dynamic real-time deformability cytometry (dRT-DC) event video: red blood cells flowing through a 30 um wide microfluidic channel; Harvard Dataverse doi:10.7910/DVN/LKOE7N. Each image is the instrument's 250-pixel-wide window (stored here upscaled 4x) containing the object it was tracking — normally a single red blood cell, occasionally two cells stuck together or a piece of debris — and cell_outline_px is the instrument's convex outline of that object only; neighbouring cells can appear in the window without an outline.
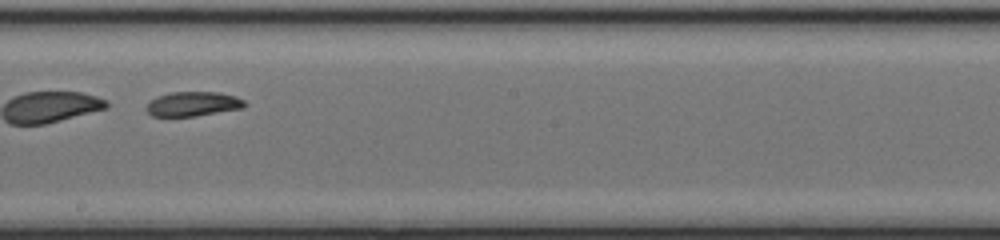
{"species": "common noctule bat (a hibernating species)", "species_latin": "Nyctalus noctula", "temperature_condition": "cold", "stored_images_in_passage": 40, "segment_of_instrument_passage": [2, 2], "camera_frame_rate_fps": 3000, "um_per_image_px": 0.085, "animal": {"sex": "female", "body_mass_g": 17.0, "forearm_length_mm": 48.0}, "frame": {"image": 1, "passage_image": 20, "time_ms": 6.333, "image_size_px": [1000, 240], "cell_outline_px": [[248, 104], [244, 108], [196, 116], [152, 116], [144, 108], [156, 96], [168, 92], [216, 92], [236, 96], [244, 100]], "centroid_in_image_um": [16.42, 8.83], "position_along_channel_um": 231.8, "area_um2": 14.16}}
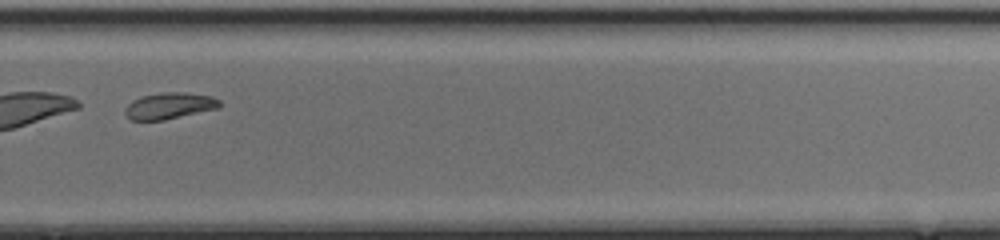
{"frame": {"image": 2, "passage_image": 26, "time_ms": 8.333, "image_size_px": [1000, 240], "cell_outline_px": [[220, 108], [164, 120], [132, 120], [124, 112], [124, 108], [132, 100], [140, 96], [160, 92], [184, 92], [212, 96], [220, 100]], "centroid_in_image_um": [14.4, 8.98], "position_along_channel_um": 315.4, "area_um2": 14.68}}